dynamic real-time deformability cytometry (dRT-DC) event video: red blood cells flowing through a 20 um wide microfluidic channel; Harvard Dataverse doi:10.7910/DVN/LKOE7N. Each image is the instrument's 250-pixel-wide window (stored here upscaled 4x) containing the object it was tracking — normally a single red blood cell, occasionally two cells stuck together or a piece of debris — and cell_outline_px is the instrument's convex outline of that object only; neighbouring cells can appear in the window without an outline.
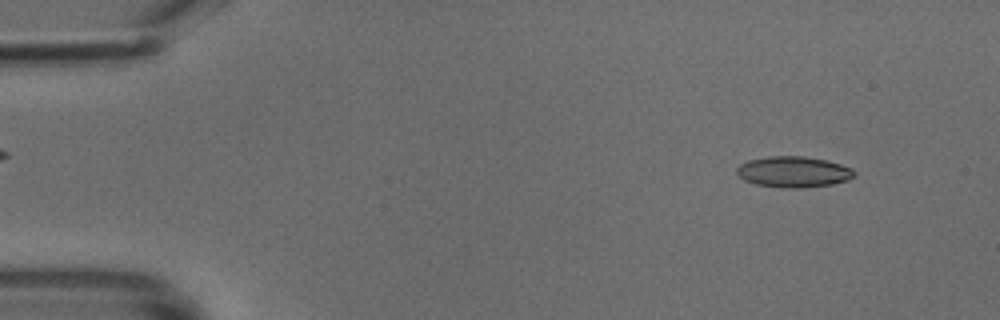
{"species": "common noctule bat (a hibernating species)", "species_latin": "Nyctalus noctula", "temperature_condition": "cold", "stored_images_in_passage": 48, "camera_frame_rate_fps": 3000, "um_per_image_px": 0.085, "animal": {"sex": "male", "body_mass_g": 18.8}, "frame": {"image": 1, "passage_image": 4, "time_ms": 1.0, "image_size_px": [1000, 320], "cell_outline_px": [[856, 176], [848, 180], [832, 184], [804, 188], [780, 188], [756, 184], [744, 180], [736, 172], [736, 168], [740, 164], [748, 160], [768, 156], [804, 156], [828, 160], [852, 168], [856, 172]], "centroid_in_image_um": [67.47, 14.61], "position_along_channel_um": 17.5, "area_um2": 21.44}}
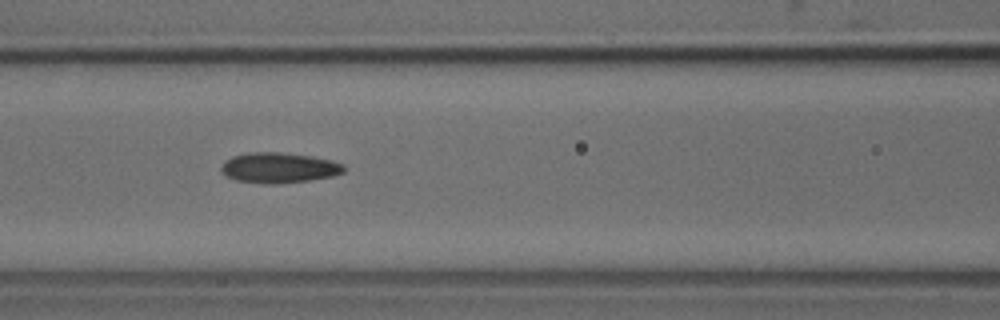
{"frame": {"image": 2, "passage_image": 20, "time_ms": 6.333, "image_size_px": [1000, 320], "cell_outline_px": [[344, 172], [332, 176], [308, 180], [276, 184], [268, 184], [236, 180], [224, 176], [220, 172], [220, 168], [224, 160], [232, 156], [248, 152], [280, 152], [312, 156], [332, 160], [344, 164]], "centroid_in_image_um": [23.66, 14.25], "position_along_channel_um": 142.9, "area_um2": 21.91}}
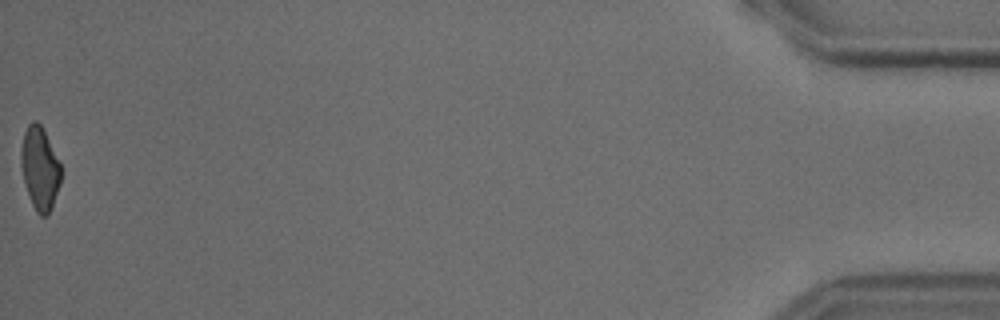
{"frame": {"image": 3, "passage_image": 48, "time_ms": 15.667, "image_size_px": [1000, 320], "cell_outline_px": [[60, 184], [52, 208], [48, 216], [40, 216], [36, 212], [32, 204], [24, 180], [20, 164], [20, 152], [24, 132], [28, 124], [32, 120], [36, 120], [40, 124], [60, 164]], "centroid_in_image_um": [3.37, 14.33], "position_along_channel_um": 431.8, "area_um2": 19.07}}